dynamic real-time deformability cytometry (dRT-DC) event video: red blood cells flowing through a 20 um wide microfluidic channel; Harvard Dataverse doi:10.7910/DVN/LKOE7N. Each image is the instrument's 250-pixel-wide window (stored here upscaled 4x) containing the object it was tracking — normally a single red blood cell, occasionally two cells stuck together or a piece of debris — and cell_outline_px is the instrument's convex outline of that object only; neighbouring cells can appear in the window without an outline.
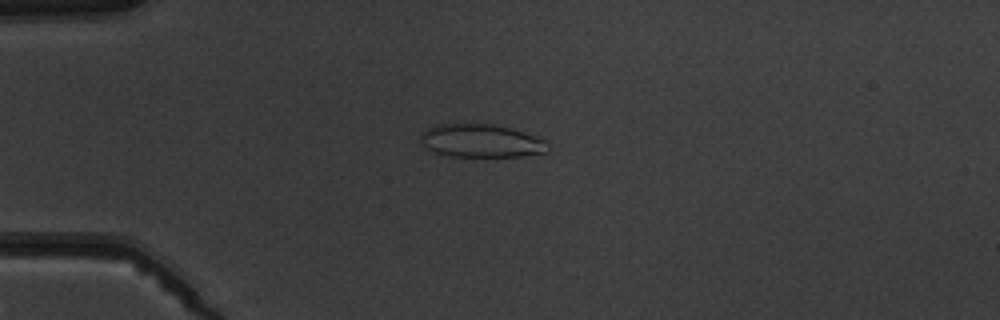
{"species": "common noctule bat (a hibernating species)", "species_latin": "Nyctalus noctula", "temperature_condition": "warm", "stored_images_in_passage": 5, "camera_frame_rate_fps": 3000, "um_per_image_px": 0.085, "animal": {"sex": "male", "body_mass_g": 19.5, "forearm_length_mm": 54.6}, "frame": {"image": 1, "passage_image": 4, "time_ms": 4.0, "image_size_px": [1000, 320], "cell_outline_px": [[548, 152], [520, 156], [448, 156], [436, 152], [420, 144], [420, 136], [428, 128], [440, 124], [492, 124], [544, 136], [548, 140]], "centroid_in_image_um": [40.98, 11.97], "position_along_channel_um": 44.0, "area_um2": 24.8}}